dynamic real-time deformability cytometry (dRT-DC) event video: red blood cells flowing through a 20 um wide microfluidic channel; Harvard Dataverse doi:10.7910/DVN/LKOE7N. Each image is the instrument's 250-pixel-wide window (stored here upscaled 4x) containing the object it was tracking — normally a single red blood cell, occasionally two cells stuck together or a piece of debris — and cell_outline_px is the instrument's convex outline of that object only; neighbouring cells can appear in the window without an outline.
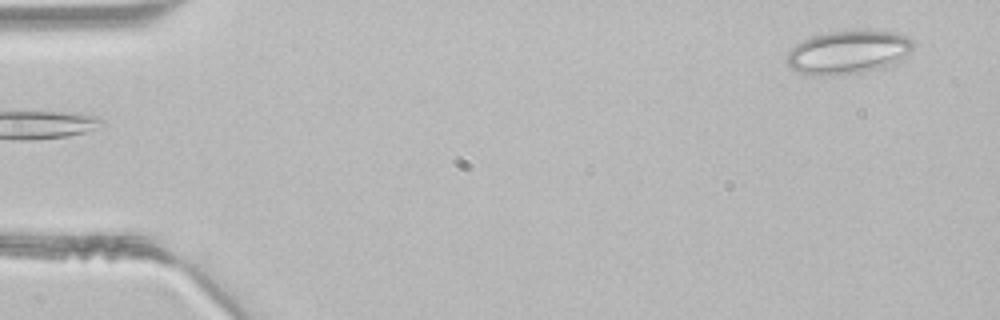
{"species": "common noctule bat (a hibernating species)", "species_latin": "Nyctalus noctula", "temperature_condition": "room temperature", "stored_images_in_passage": 11, "camera_frame_rate_fps": 3000, "um_per_image_px": 0.085, "animal": {"sex": "male", "body_mass_g": 21.5, "forearm_length_mm": 52.0}, "frame": {"image": 1, "passage_image": 1, "time_ms": 0.0, "image_size_px": [1000, 320], "cell_outline_px": [[916, 44], [904, 60], [884, 68], [836, 76], [816, 76], [800, 72], [788, 68], [784, 60], [788, 52], [796, 44], [812, 36], [828, 32], [852, 28], [864, 28], [896, 32], [916, 40]], "centroid_in_image_um": [72.15, 4.41], "position_along_channel_um": 12.9, "area_um2": 33.47}}